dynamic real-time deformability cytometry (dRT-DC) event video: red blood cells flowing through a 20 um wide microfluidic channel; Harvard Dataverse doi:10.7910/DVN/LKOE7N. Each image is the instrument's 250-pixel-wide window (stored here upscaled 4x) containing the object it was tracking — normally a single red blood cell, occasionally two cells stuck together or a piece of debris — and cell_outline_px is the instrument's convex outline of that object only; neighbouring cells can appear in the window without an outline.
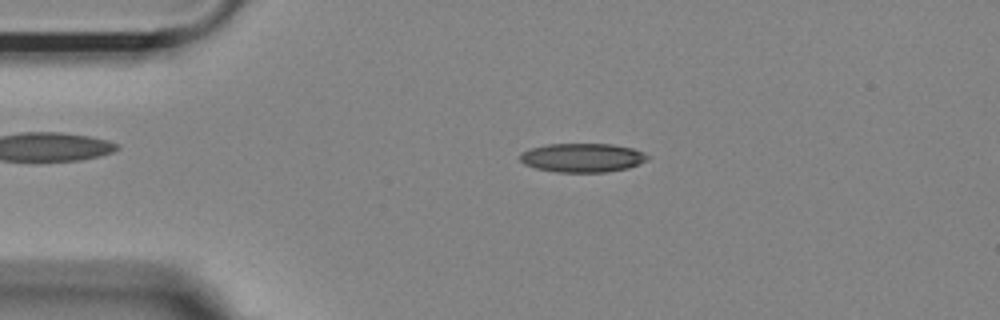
{"species": "Egyptian fruit bat (a non-hibernating species)", "species_latin": "Rousettus aegyptiacus", "temperature_condition": "room temperature", "stored_images_in_passage": 54, "camera_frame_rate_fps": 3000, "um_per_image_px": 0.085, "animal": {"sex": "female"}, "frame": {"image": 1, "passage_image": 11, "time_ms": 3.333, "image_size_px": [1000, 320], "cell_outline_px": [[652, 156], [648, 160], [628, 168], [608, 172], [556, 172], [536, 168], [524, 164], [520, 160], [520, 152], [528, 148], [548, 144], [612, 144], [632, 148], [644, 152]], "centroid_in_image_um": [49.51, 13.4], "position_along_channel_um": 35.5, "area_um2": 21.73}}
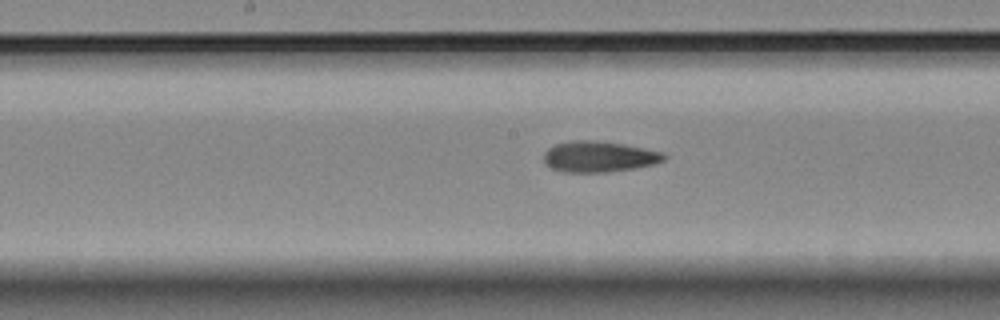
{"frame": {"image": 2, "passage_image": 27, "time_ms": 8.667, "image_size_px": [1000, 320], "cell_outline_px": [[668, 156], [664, 160], [652, 164], [636, 168], [608, 172], [564, 172], [552, 168], [544, 164], [544, 152], [548, 148], [556, 144], [572, 140], [592, 140], [624, 144], [664, 152]], "centroid_in_image_um": [50.91, 13.31], "position_along_channel_um": 197.3, "area_um2": 21.73}}
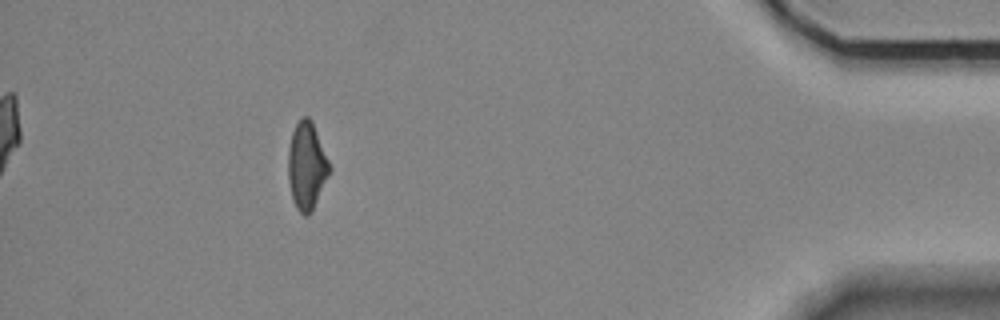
{"frame": {"image": 3, "passage_image": 49, "time_ms": 16.0, "image_size_px": [1000, 320], "cell_outline_px": [[332, 168], [312, 212], [308, 216], [304, 216], [296, 208], [292, 196], [288, 180], [288, 148], [292, 132], [296, 124], [304, 116], [308, 116], [312, 120]], "centroid_in_image_um": [26.08, 14.11], "position_along_channel_um": 409.1, "area_um2": 21.15}, "authors_computed_cell_mechanics": {"area_um2": 21.1837, "velocity_mm_per_s": 3.6374, "shape_relaxation_time_tau1_ms": null, "shape_relaxation_time_tau2_ms": 5.1071, "deformation_change_tau1": null, "deformation_change_tau2": 0.1482}}